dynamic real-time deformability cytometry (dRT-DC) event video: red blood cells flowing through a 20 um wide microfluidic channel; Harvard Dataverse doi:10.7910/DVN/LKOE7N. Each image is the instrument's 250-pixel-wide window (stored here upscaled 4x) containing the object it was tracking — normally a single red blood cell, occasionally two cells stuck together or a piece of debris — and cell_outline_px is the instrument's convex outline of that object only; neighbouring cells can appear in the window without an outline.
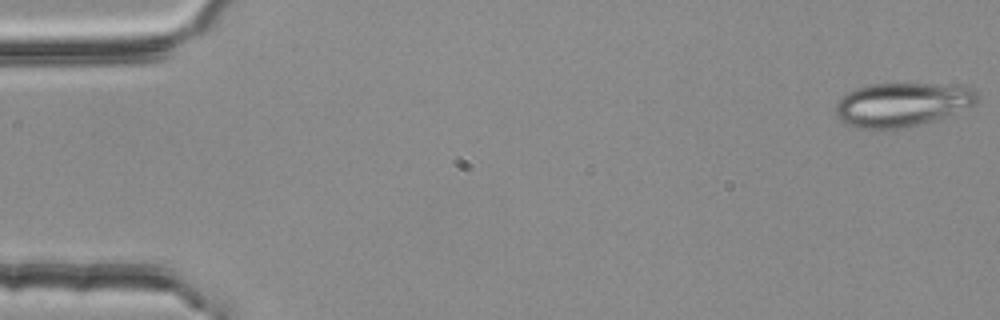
{"species": "common noctule bat (a hibernating species)", "species_latin": "Nyctalus noctula", "temperature_condition": "room temperature", "stored_images_in_passage": 54, "camera_frame_rate_fps": 3000, "um_per_image_px": 0.085, "animal": {"sex": "female", "body_mass_g": 25.1}, "frame": {"image": 1, "passage_image": 1, "time_ms": 0.0, "image_size_px": [1000, 320], "cell_outline_px": [[980, 100], [976, 104], [936, 120], [900, 128], [860, 128], [844, 124], [836, 116], [836, 100], [848, 92], [856, 88], [868, 84], [936, 84], [972, 88], [980, 96]], "centroid_in_image_um": [76.66, 8.88], "position_along_channel_um": 8.3, "area_um2": 36.13}}
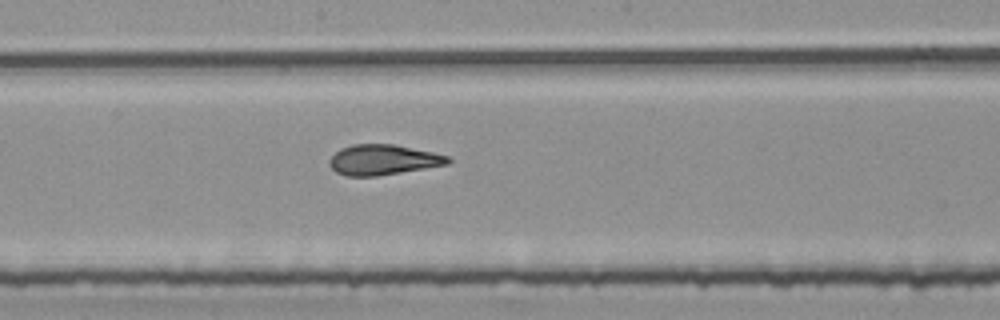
{"frame": {"image": 2, "passage_image": 29, "time_ms": 9.333, "image_size_px": [1000, 320], "cell_outline_px": [[452, 160], [448, 164], [376, 176], [344, 176], [336, 172], [328, 164], [328, 160], [340, 148], [352, 144], [392, 144], [432, 152], [448, 156]], "centroid_in_image_um": [32.51, 13.58], "position_along_channel_um": 215.7, "area_um2": 20.81}}
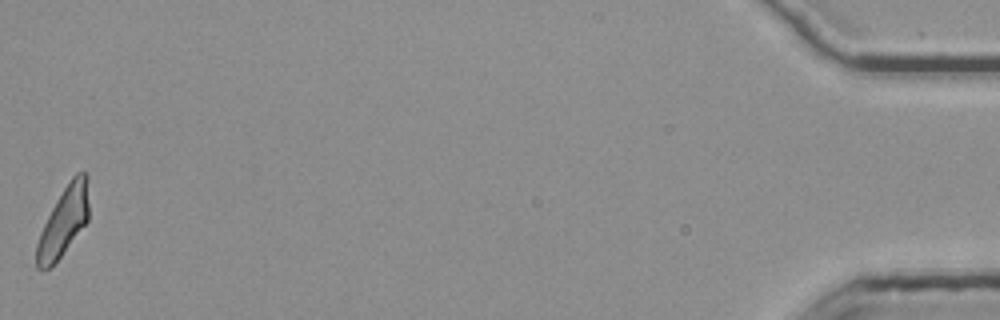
{"frame": {"image": 3, "passage_image": 54, "time_ms": 17.667, "image_size_px": [1000, 320], "cell_outline_px": [[88, 220], [60, 256], [48, 268], [36, 268], [36, 244], [40, 232], [56, 200], [72, 176], [76, 172], [84, 172], [88, 176]], "centroid_in_image_um": [5.41, 18.78], "position_along_channel_um": 429.8, "area_um2": 20.52}, "authors_computed_cell_mechanics": {"area_um2": 21.386, "velocity_mm_per_s": 3.789, "shape_relaxation_time_tau1_ms": 6.6445, "shape_relaxation_time_tau2_ms": 1.894, "deformation_change_tau1": 0.2055, "deformation_change_tau2": 0.0949}}